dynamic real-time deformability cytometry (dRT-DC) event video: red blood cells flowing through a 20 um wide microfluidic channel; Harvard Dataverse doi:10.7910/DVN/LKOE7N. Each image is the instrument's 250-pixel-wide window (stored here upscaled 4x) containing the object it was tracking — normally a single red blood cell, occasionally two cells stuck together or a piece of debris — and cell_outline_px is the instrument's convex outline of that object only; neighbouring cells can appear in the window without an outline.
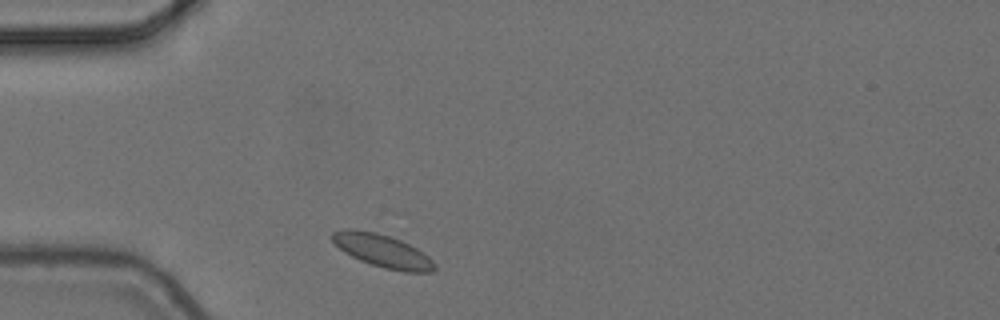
{"species": "common noctule bat (a hibernating species)", "species_latin": "Nyctalus noctula", "temperature_condition": "cold", "stored_images_in_passage": 4, "camera_frame_rate_fps": 3000, "um_per_image_px": 0.085, "animal": {"sex": "female", "body_mass_g": 24.6, "forearm_length_mm": 56.2}, "frame": {"image": 1, "passage_image": 4, "time_ms": 1.0, "image_size_px": [1000, 320], "cell_outline_px": [[436, 268], [432, 272], [404, 272], [384, 268], [360, 260], [344, 252], [328, 236], [332, 232], [344, 228], [352, 228], [376, 232], [400, 240], [416, 248], [428, 256], [436, 264]], "centroid_in_image_um": [32.49, 21.31], "position_along_channel_um": 52.5, "area_um2": 19.65}}